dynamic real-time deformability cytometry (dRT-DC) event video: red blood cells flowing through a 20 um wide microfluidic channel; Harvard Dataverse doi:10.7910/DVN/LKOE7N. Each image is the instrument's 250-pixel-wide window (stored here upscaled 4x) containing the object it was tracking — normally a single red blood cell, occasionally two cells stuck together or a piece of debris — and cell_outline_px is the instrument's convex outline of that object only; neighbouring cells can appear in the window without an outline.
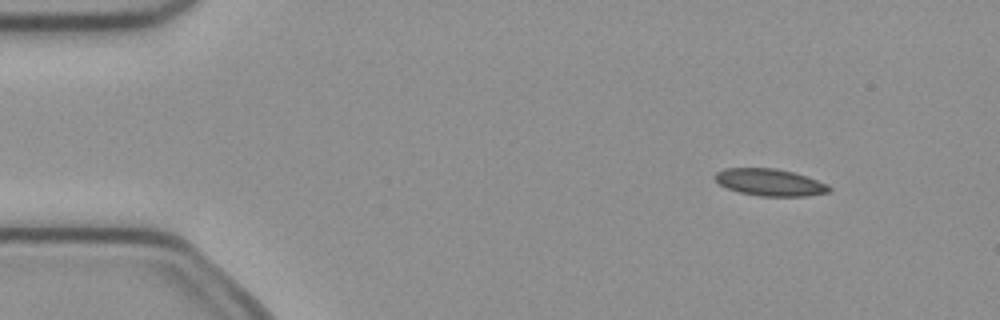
{"species": "common noctule bat (a hibernating species)", "species_latin": "Nyctalus noctula", "temperature_condition": "cold", "stored_images_in_passage": 5, "camera_frame_rate_fps": 3000, "um_per_image_px": 0.085, "animal": {"sex": "female", "body_mass_g": 21.9}, "frame": {"image": 1, "passage_image": 2, "time_ms": 0.333, "image_size_px": [1000, 320], "cell_outline_px": [[832, 192], [804, 196], [760, 196], [740, 192], [728, 188], [720, 184], [712, 176], [716, 172], [724, 168], [776, 168], [792, 172], [828, 184], [832, 188]], "centroid_in_image_um": [65.44, 15.5], "position_along_channel_um": 19.6, "area_um2": 17.92}}
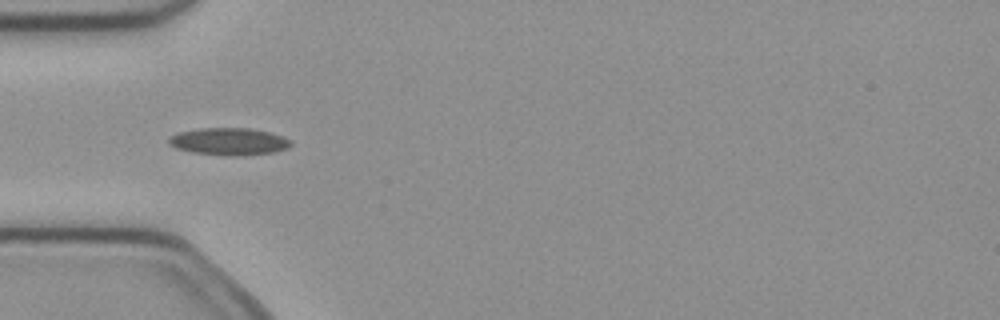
{"frame": {"image": 2, "passage_image": 5, "time_ms": 1.333, "image_size_px": [1000, 320], "cell_outline_px": [[292, 144], [288, 148], [272, 152], [236, 156], [224, 156], [192, 152], [176, 148], [168, 144], [168, 136], [176, 132], [200, 128], [248, 128], [268, 132], [284, 136], [292, 140]], "centroid_in_image_um": [19.43, 12.02], "position_along_channel_um": 65.6, "area_um2": 19.59}}